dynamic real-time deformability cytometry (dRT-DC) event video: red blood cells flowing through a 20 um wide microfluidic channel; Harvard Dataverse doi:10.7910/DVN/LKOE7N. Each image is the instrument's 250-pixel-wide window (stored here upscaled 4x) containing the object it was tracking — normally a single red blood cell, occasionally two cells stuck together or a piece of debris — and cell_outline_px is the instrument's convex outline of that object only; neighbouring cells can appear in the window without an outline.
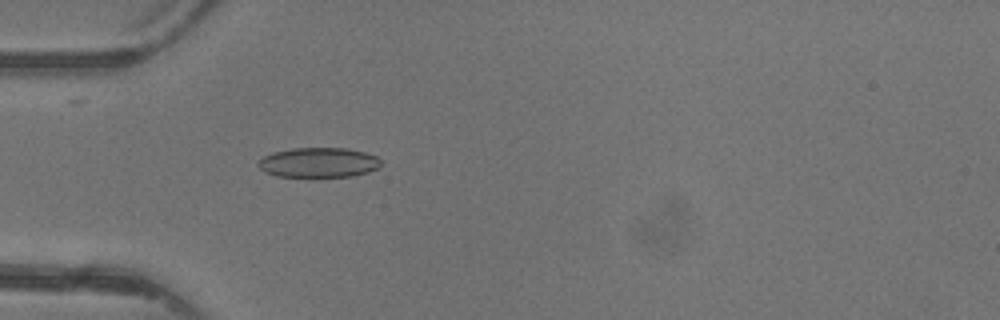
{"species": "common noctule bat (a hibernating species)", "species_latin": "Nyctalus noctula", "temperature_condition": "warm", "stored_images_in_passage": 5, "camera_frame_rate_fps": 3000, "um_per_image_px": 0.085, "animal": {"sex": "female"}, "frame": {"image": 1, "passage_image": 5, "time_ms": 4.667, "image_size_px": [1000, 320], "cell_outline_px": [[380, 164], [376, 168], [368, 172], [352, 176], [276, 176], [264, 172], [256, 164], [264, 156], [272, 152], [292, 148], [344, 148], [364, 152], [376, 156], [380, 160]], "centroid_in_image_um": [27.04, 13.81], "position_along_channel_um": 58.0, "area_um2": 21.15}}